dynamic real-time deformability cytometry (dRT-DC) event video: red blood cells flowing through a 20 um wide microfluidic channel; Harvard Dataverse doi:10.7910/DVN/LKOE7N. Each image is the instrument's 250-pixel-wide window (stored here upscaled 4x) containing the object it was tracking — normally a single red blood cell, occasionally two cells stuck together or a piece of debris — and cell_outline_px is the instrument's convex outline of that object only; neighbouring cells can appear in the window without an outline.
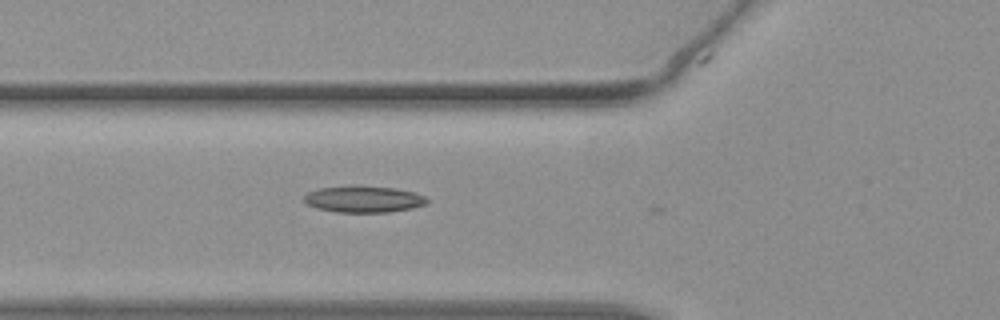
{"species": "common noctule bat (a hibernating species)", "species_latin": "Nyctalus noctula", "temperature_condition": "warm", "stored_images_in_passage": 3, "camera_frame_rate_fps": 3000, "um_per_image_px": 0.085, "animal": {"sex": "female", "body_mass_g": 19.3, "forearm_length_mm": 54.1}, "frame": {"image": 1, "passage_image": 2, "time_ms": 0.333, "image_size_px": [1000, 320], "cell_outline_px": [[428, 204], [412, 208], [388, 212], [336, 212], [316, 208], [304, 204], [304, 196], [308, 192], [320, 188], [352, 184], [396, 188], [416, 192], [424, 196], [428, 200]], "centroid_in_image_um": [30.9, 16.91], "position_along_channel_um": 94.9, "area_um2": 19.48}}